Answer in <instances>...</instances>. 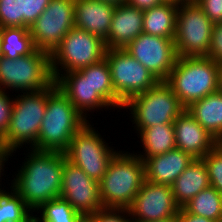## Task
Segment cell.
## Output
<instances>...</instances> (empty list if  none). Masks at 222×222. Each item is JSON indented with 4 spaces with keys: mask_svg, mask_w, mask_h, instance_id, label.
Instances as JSON below:
<instances>
[{
    "mask_svg": "<svg viewBox=\"0 0 222 222\" xmlns=\"http://www.w3.org/2000/svg\"><path fill=\"white\" fill-rule=\"evenodd\" d=\"M25 158L7 186L35 211L45 202L60 196L66 156L63 152L25 149ZM15 176V177H14Z\"/></svg>",
    "mask_w": 222,
    "mask_h": 222,
    "instance_id": "1",
    "label": "cell"
},
{
    "mask_svg": "<svg viewBox=\"0 0 222 222\" xmlns=\"http://www.w3.org/2000/svg\"><path fill=\"white\" fill-rule=\"evenodd\" d=\"M87 122L54 82L48 87L45 115L32 149L64 153L73 136Z\"/></svg>",
    "mask_w": 222,
    "mask_h": 222,
    "instance_id": "2",
    "label": "cell"
},
{
    "mask_svg": "<svg viewBox=\"0 0 222 222\" xmlns=\"http://www.w3.org/2000/svg\"><path fill=\"white\" fill-rule=\"evenodd\" d=\"M144 181V162L133 151L120 149L99 182L103 208H128Z\"/></svg>",
    "mask_w": 222,
    "mask_h": 222,
    "instance_id": "3",
    "label": "cell"
},
{
    "mask_svg": "<svg viewBox=\"0 0 222 222\" xmlns=\"http://www.w3.org/2000/svg\"><path fill=\"white\" fill-rule=\"evenodd\" d=\"M219 64L207 56L178 57L165 83L187 108L218 91Z\"/></svg>",
    "mask_w": 222,
    "mask_h": 222,
    "instance_id": "4",
    "label": "cell"
},
{
    "mask_svg": "<svg viewBox=\"0 0 222 222\" xmlns=\"http://www.w3.org/2000/svg\"><path fill=\"white\" fill-rule=\"evenodd\" d=\"M47 100L48 88L36 92H18V95L16 93L10 124L0 143L14 154L23 147L32 149L37 143Z\"/></svg>",
    "mask_w": 222,
    "mask_h": 222,
    "instance_id": "5",
    "label": "cell"
},
{
    "mask_svg": "<svg viewBox=\"0 0 222 222\" xmlns=\"http://www.w3.org/2000/svg\"><path fill=\"white\" fill-rule=\"evenodd\" d=\"M54 83L50 54L35 49L31 54L10 59H0V90L12 92H36ZM8 89V90H7Z\"/></svg>",
    "mask_w": 222,
    "mask_h": 222,
    "instance_id": "6",
    "label": "cell"
},
{
    "mask_svg": "<svg viewBox=\"0 0 222 222\" xmlns=\"http://www.w3.org/2000/svg\"><path fill=\"white\" fill-rule=\"evenodd\" d=\"M124 109L126 112L129 109V121L138 135L145 128L173 123L186 108L165 81H160L153 88L133 96L124 104Z\"/></svg>",
    "mask_w": 222,
    "mask_h": 222,
    "instance_id": "7",
    "label": "cell"
},
{
    "mask_svg": "<svg viewBox=\"0 0 222 222\" xmlns=\"http://www.w3.org/2000/svg\"><path fill=\"white\" fill-rule=\"evenodd\" d=\"M105 41L86 30L73 27L50 54L54 81L63 73L78 71L105 58Z\"/></svg>",
    "mask_w": 222,
    "mask_h": 222,
    "instance_id": "8",
    "label": "cell"
},
{
    "mask_svg": "<svg viewBox=\"0 0 222 222\" xmlns=\"http://www.w3.org/2000/svg\"><path fill=\"white\" fill-rule=\"evenodd\" d=\"M90 122L76 132L64 154L69 162L79 166L85 174L99 183L111 159L119 150L114 146L110 147V143L105 141L104 136Z\"/></svg>",
    "mask_w": 222,
    "mask_h": 222,
    "instance_id": "9",
    "label": "cell"
},
{
    "mask_svg": "<svg viewBox=\"0 0 222 222\" xmlns=\"http://www.w3.org/2000/svg\"><path fill=\"white\" fill-rule=\"evenodd\" d=\"M213 22L194 0L178 4L174 38L178 57L208 56Z\"/></svg>",
    "mask_w": 222,
    "mask_h": 222,
    "instance_id": "10",
    "label": "cell"
},
{
    "mask_svg": "<svg viewBox=\"0 0 222 222\" xmlns=\"http://www.w3.org/2000/svg\"><path fill=\"white\" fill-rule=\"evenodd\" d=\"M105 59L110 67L115 95L123 104L160 82L145 66L122 48H108Z\"/></svg>",
    "mask_w": 222,
    "mask_h": 222,
    "instance_id": "11",
    "label": "cell"
},
{
    "mask_svg": "<svg viewBox=\"0 0 222 222\" xmlns=\"http://www.w3.org/2000/svg\"><path fill=\"white\" fill-rule=\"evenodd\" d=\"M75 0H51L29 28L35 48L51 54L62 38L75 27Z\"/></svg>",
    "mask_w": 222,
    "mask_h": 222,
    "instance_id": "12",
    "label": "cell"
},
{
    "mask_svg": "<svg viewBox=\"0 0 222 222\" xmlns=\"http://www.w3.org/2000/svg\"><path fill=\"white\" fill-rule=\"evenodd\" d=\"M124 50L145 66L159 81H165L175 63L174 38H164L141 33Z\"/></svg>",
    "mask_w": 222,
    "mask_h": 222,
    "instance_id": "13",
    "label": "cell"
},
{
    "mask_svg": "<svg viewBox=\"0 0 222 222\" xmlns=\"http://www.w3.org/2000/svg\"><path fill=\"white\" fill-rule=\"evenodd\" d=\"M85 218L103 208L99 183L65 159L60 196Z\"/></svg>",
    "mask_w": 222,
    "mask_h": 222,
    "instance_id": "14",
    "label": "cell"
},
{
    "mask_svg": "<svg viewBox=\"0 0 222 222\" xmlns=\"http://www.w3.org/2000/svg\"><path fill=\"white\" fill-rule=\"evenodd\" d=\"M127 209L134 222H154L177 216L180 207L171 186L145 180Z\"/></svg>",
    "mask_w": 222,
    "mask_h": 222,
    "instance_id": "15",
    "label": "cell"
},
{
    "mask_svg": "<svg viewBox=\"0 0 222 222\" xmlns=\"http://www.w3.org/2000/svg\"><path fill=\"white\" fill-rule=\"evenodd\" d=\"M54 82L86 121H90L91 117L88 116L95 111L113 109L94 91L88 77H84L79 71L63 73Z\"/></svg>",
    "mask_w": 222,
    "mask_h": 222,
    "instance_id": "16",
    "label": "cell"
},
{
    "mask_svg": "<svg viewBox=\"0 0 222 222\" xmlns=\"http://www.w3.org/2000/svg\"><path fill=\"white\" fill-rule=\"evenodd\" d=\"M175 145L194 159H202L219 142L185 109L173 122Z\"/></svg>",
    "mask_w": 222,
    "mask_h": 222,
    "instance_id": "17",
    "label": "cell"
},
{
    "mask_svg": "<svg viewBox=\"0 0 222 222\" xmlns=\"http://www.w3.org/2000/svg\"><path fill=\"white\" fill-rule=\"evenodd\" d=\"M115 5L99 0H75V27L105 40L109 34Z\"/></svg>",
    "mask_w": 222,
    "mask_h": 222,
    "instance_id": "18",
    "label": "cell"
},
{
    "mask_svg": "<svg viewBox=\"0 0 222 222\" xmlns=\"http://www.w3.org/2000/svg\"><path fill=\"white\" fill-rule=\"evenodd\" d=\"M143 33V10L128 4L115 6L109 34L104 40L108 48L124 49Z\"/></svg>",
    "mask_w": 222,
    "mask_h": 222,
    "instance_id": "19",
    "label": "cell"
},
{
    "mask_svg": "<svg viewBox=\"0 0 222 222\" xmlns=\"http://www.w3.org/2000/svg\"><path fill=\"white\" fill-rule=\"evenodd\" d=\"M193 161L194 158L177 148L152 156L144 161L145 180L171 186Z\"/></svg>",
    "mask_w": 222,
    "mask_h": 222,
    "instance_id": "20",
    "label": "cell"
},
{
    "mask_svg": "<svg viewBox=\"0 0 222 222\" xmlns=\"http://www.w3.org/2000/svg\"><path fill=\"white\" fill-rule=\"evenodd\" d=\"M210 186L208 171L202 159L194 161L171 185L176 204L182 208L200 191Z\"/></svg>",
    "mask_w": 222,
    "mask_h": 222,
    "instance_id": "21",
    "label": "cell"
},
{
    "mask_svg": "<svg viewBox=\"0 0 222 222\" xmlns=\"http://www.w3.org/2000/svg\"><path fill=\"white\" fill-rule=\"evenodd\" d=\"M186 110L218 142L222 141V93L220 91L191 103Z\"/></svg>",
    "mask_w": 222,
    "mask_h": 222,
    "instance_id": "22",
    "label": "cell"
},
{
    "mask_svg": "<svg viewBox=\"0 0 222 222\" xmlns=\"http://www.w3.org/2000/svg\"><path fill=\"white\" fill-rule=\"evenodd\" d=\"M143 150L133 152L144 162L147 158L176 149L173 123L160 124L143 129L138 135Z\"/></svg>",
    "mask_w": 222,
    "mask_h": 222,
    "instance_id": "23",
    "label": "cell"
},
{
    "mask_svg": "<svg viewBox=\"0 0 222 222\" xmlns=\"http://www.w3.org/2000/svg\"><path fill=\"white\" fill-rule=\"evenodd\" d=\"M178 4L162 2L143 10V33L164 38H175Z\"/></svg>",
    "mask_w": 222,
    "mask_h": 222,
    "instance_id": "24",
    "label": "cell"
},
{
    "mask_svg": "<svg viewBox=\"0 0 222 222\" xmlns=\"http://www.w3.org/2000/svg\"><path fill=\"white\" fill-rule=\"evenodd\" d=\"M84 77H88L90 85L112 108L117 112L123 109L124 104L115 95L111 80L110 67L104 58L99 63L78 70Z\"/></svg>",
    "mask_w": 222,
    "mask_h": 222,
    "instance_id": "25",
    "label": "cell"
},
{
    "mask_svg": "<svg viewBox=\"0 0 222 222\" xmlns=\"http://www.w3.org/2000/svg\"><path fill=\"white\" fill-rule=\"evenodd\" d=\"M2 56L12 60L31 54L36 48L29 28H0Z\"/></svg>",
    "mask_w": 222,
    "mask_h": 222,
    "instance_id": "26",
    "label": "cell"
},
{
    "mask_svg": "<svg viewBox=\"0 0 222 222\" xmlns=\"http://www.w3.org/2000/svg\"><path fill=\"white\" fill-rule=\"evenodd\" d=\"M182 208L187 213L218 221L222 216V194L209 186L200 191Z\"/></svg>",
    "mask_w": 222,
    "mask_h": 222,
    "instance_id": "27",
    "label": "cell"
},
{
    "mask_svg": "<svg viewBox=\"0 0 222 222\" xmlns=\"http://www.w3.org/2000/svg\"><path fill=\"white\" fill-rule=\"evenodd\" d=\"M35 212L34 222H84L86 219L61 197L43 203Z\"/></svg>",
    "mask_w": 222,
    "mask_h": 222,
    "instance_id": "28",
    "label": "cell"
},
{
    "mask_svg": "<svg viewBox=\"0 0 222 222\" xmlns=\"http://www.w3.org/2000/svg\"><path fill=\"white\" fill-rule=\"evenodd\" d=\"M9 188L0 191V222H34L33 211Z\"/></svg>",
    "mask_w": 222,
    "mask_h": 222,
    "instance_id": "29",
    "label": "cell"
},
{
    "mask_svg": "<svg viewBox=\"0 0 222 222\" xmlns=\"http://www.w3.org/2000/svg\"><path fill=\"white\" fill-rule=\"evenodd\" d=\"M25 27V0H0V28Z\"/></svg>",
    "mask_w": 222,
    "mask_h": 222,
    "instance_id": "30",
    "label": "cell"
},
{
    "mask_svg": "<svg viewBox=\"0 0 222 222\" xmlns=\"http://www.w3.org/2000/svg\"><path fill=\"white\" fill-rule=\"evenodd\" d=\"M202 160L208 171L210 186L222 194V147L217 144Z\"/></svg>",
    "mask_w": 222,
    "mask_h": 222,
    "instance_id": "31",
    "label": "cell"
},
{
    "mask_svg": "<svg viewBox=\"0 0 222 222\" xmlns=\"http://www.w3.org/2000/svg\"><path fill=\"white\" fill-rule=\"evenodd\" d=\"M87 219L90 222H134L127 208H102Z\"/></svg>",
    "mask_w": 222,
    "mask_h": 222,
    "instance_id": "32",
    "label": "cell"
},
{
    "mask_svg": "<svg viewBox=\"0 0 222 222\" xmlns=\"http://www.w3.org/2000/svg\"><path fill=\"white\" fill-rule=\"evenodd\" d=\"M10 91L0 90V139L6 134L14 104V95ZM12 95V96H11Z\"/></svg>",
    "mask_w": 222,
    "mask_h": 222,
    "instance_id": "33",
    "label": "cell"
},
{
    "mask_svg": "<svg viewBox=\"0 0 222 222\" xmlns=\"http://www.w3.org/2000/svg\"><path fill=\"white\" fill-rule=\"evenodd\" d=\"M207 57L222 64V23L213 24Z\"/></svg>",
    "mask_w": 222,
    "mask_h": 222,
    "instance_id": "34",
    "label": "cell"
},
{
    "mask_svg": "<svg viewBox=\"0 0 222 222\" xmlns=\"http://www.w3.org/2000/svg\"><path fill=\"white\" fill-rule=\"evenodd\" d=\"M51 0H25V27L30 28Z\"/></svg>",
    "mask_w": 222,
    "mask_h": 222,
    "instance_id": "35",
    "label": "cell"
},
{
    "mask_svg": "<svg viewBox=\"0 0 222 222\" xmlns=\"http://www.w3.org/2000/svg\"><path fill=\"white\" fill-rule=\"evenodd\" d=\"M213 24L222 23V0H194Z\"/></svg>",
    "mask_w": 222,
    "mask_h": 222,
    "instance_id": "36",
    "label": "cell"
},
{
    "mask_svg": "<svg viewBox=\"0 0 222 222\" xmlns=\"http://www.w3.org/2000/svg\"><path fill=\"white\" fill-rule=\"evenodd\" d=\"M12 155L14 156V154L8 148H6L2 143H0V191L3 190L5 187L4 184L2 183V179L6 177V174H4L5 173L4 167L8 163L7 161H9V158L10 160L13 159L11 158L13 157ZM2 184H3V188H2Z\"/></svg>",
    "mask_w": 222,
    "mask_h": 222,
    "instance_id": "37",
    "label": "cell"
},
{
    "mask_svg": "<svg viewBox=\"0 0 222 222\" xmlns=\"http://www.w3.org/2000/svg\"><path fill=\"white\" fill-rule=\"evenodd\" d=\"M177 219L179 222H218L199 215L187 213L183 208L179 209Z\"/></svg>",
    "mask_w": 222,
    "mask_h": 222,
    "instance_id": "38",
    "label": "cell"
},
{
    "mask_svg": "<svg viewBox=\"0 0 222 222\" xmlns=\"http://www.w3.org/2000/svg\"><path fill=\"white\" fill-rule=\"evenodd\" d=\"M164 2L163 0H126V4L141 9L146 10L151 7L157 6Z\"/></svg>",
    "mask_w": 222,
    "mask_h": 222,
    "instance_id": "39",
    "label": "cell"
},
{
    "mask_svg": "<svg viewBox=\"0 0 222 222\" xmlns=\"http://www.w3.org/2000/svg\"><path fill=\"white\" fill-rule=\"evenodd\" d=\"M218 91L222 93V64L219 65L218 72Z\"/></svg>",
    "mask_w": 222,
    "mask_h": 222,
    "instance_id": "40",
    "label": "cell"
},
{
    "mask_svg": "<svg viewBox=\"0 0 222 222\" xmlns=\"http://www.w3.org/2000/svg\"><path fill=\"white\" fill-rule=\"evenodd\" d=\"M99 1H105V2L111 3L115 6H117L119 4H125L126 3V0H99Z\"/></svg>",
    "mask_w": 222,
    "mask_h": 222,
    "instance_id": "41",
    "label": "cell"
},
{
    "mask_svg": "<svg viewBox=\"0 0 222 222\" xmlns=\"http://www.w3.org/2000/svg\"><path fill=\"white\" fill-rule=\"evenodd\" d=\"M154 222H179L177 216L168 218L166 220L154 221Z\"/></svg>",
    "mask_w": 222,
    "mask_h": 222,
    "instance_id": "42",
    "label": "cell"
},
{
    "mask_svg": "<svg viewBox=\"0 0 222 222\" xmlns=\"http://www.w3.org/2000/svg\"><path fill=\"white\" fill-rule=\"evenodd\" d=\"M164 2H173L176 4H180L182 2L190 1V0H163Z\"/></svg>",
    "mask_w": 222,
    "mask_h": 222,
    "instance_id": "43",
    "label": "cell"
},
{
    "mask_svg": "<svg viewBox=\"0 0 222 222\" xmlns=\"http://www.w3.org/2000/svg\"><path fill=\"white\" fill-rule=\"evenodd\" d=\"M2 57V52H1V36H0V59Z\"/></svg>",
    "mask_w": 222,
    "mask_h": 222,
    "instance_id": "44",
    "label": "cell"
},
{
    "mask_svg": "<svg viewBox=\"0 0 222 222\" xmlns=\"http://www.w3.org/2000/svg\"><path fill=\"white\" fill-rule=\"evenodd\" d=\"M221 147H222V141H219V143H218Z\"/></svg>",
    "mask_w": 222,
    "mask_h": 222,
    "instance_id": "45",
    "label": "cell"
},
{
    "mask_svg": "<svg viewBox=\"0 0 222 222\" xmlns=\"http://www.w3.org/2000/svg\"><path fill=\"white\" fill-rule=\"evenodd\" d=\"M218 222H222V216L220 217V219L218 220Z\"/></svg>",
    "mask_w": 222,
    "mask_h": 222,
    "instance_id": "46",
    "label": "cell"
}]
</instances>
